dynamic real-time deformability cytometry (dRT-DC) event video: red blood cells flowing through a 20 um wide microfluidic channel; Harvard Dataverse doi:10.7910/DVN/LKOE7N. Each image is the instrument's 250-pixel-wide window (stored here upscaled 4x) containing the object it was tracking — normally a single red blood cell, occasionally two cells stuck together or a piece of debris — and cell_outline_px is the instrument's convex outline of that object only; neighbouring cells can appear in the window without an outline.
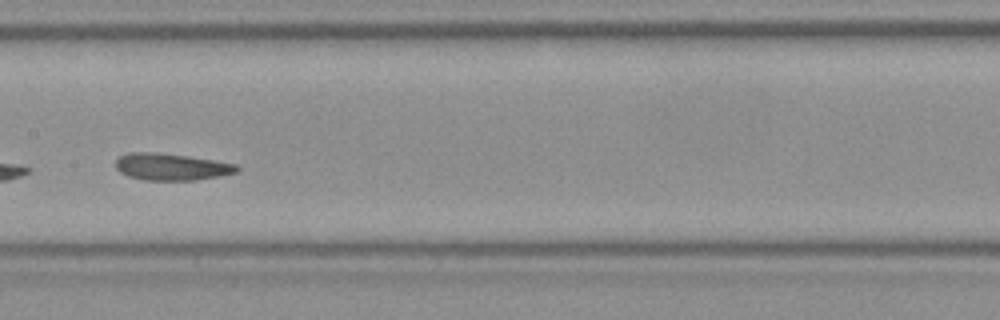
{"species": "Egyptian fruit bat (a non-hibernating species)", "species_latin": "Rousettus aegyptiacus", "temperature_condition": "room temperature", "stored_images_in_passage": 38, "camera_frame_rate_fps": 3000, "um_per_image_px": 0.085, "frame": {"image": 1, "passage_image": 22, "time_ms": 7.0, "image_size_px": [1000, 320], "cell_outline_px": [[240, 168], [236, 172], [220, 176], [196, 180], [144, 180], [128, 176], [120, 172], [116, 168], [116, 160], [120, 156], [128, 152], [156, 152], [188, 156], [236, 164]], "centroid_in_image_um": [14.55, 14.18], "position_along_channel_um": 192.9, "area_um2": 18.96}, "authors_computed_cell_mechanics": {"area_um2": 19.3052, "velocity_mm_per_s": 3.7868, "shape_relaxation_time_tau1_ms": 4.5019, "shape_relaxation_time_tau2_ms": 1.6008, "deformation_change_tau1": 0.0878, "deformation_change_tau2": 0.0806}}